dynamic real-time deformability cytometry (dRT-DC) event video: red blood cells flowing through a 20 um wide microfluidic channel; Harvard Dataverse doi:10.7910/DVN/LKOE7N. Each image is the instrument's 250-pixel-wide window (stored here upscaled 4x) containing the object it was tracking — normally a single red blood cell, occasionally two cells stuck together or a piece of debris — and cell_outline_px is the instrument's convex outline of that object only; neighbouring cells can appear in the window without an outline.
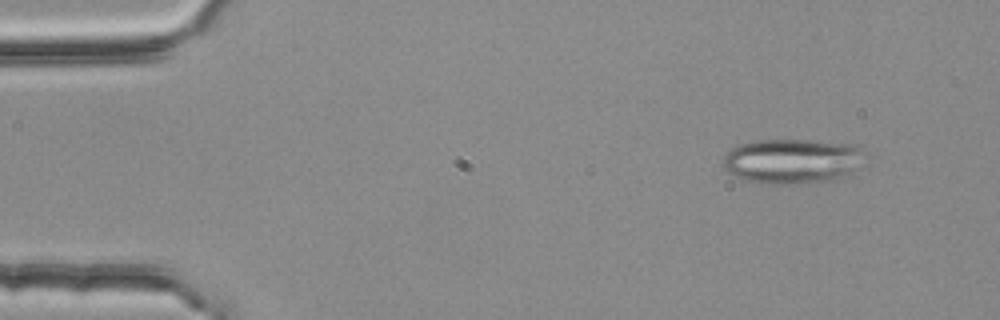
{"species": "common noctule bat (a hibernating species)", "species_latin": "Nyctalus noctula", "temperature_condition": "room temperature", "stored_images_in_passage": 3, "camera_frame_rate_fps": 3000, "um_per_image_px": 0.085, "animal": {"sex": "female", "body_mass_g": 25.1}, "frame": {"image": 1, "passage_image": 1, "time_ms": 0.0, "image_size_px": [1000, 320], "cell_outline_px": [[856, 152], [852, 168], [848, 172], [840, 176], [824, 180], [748, 180], [736, 176], [728, 172], [724, 168], [724, 156], [732, 148], [756, 140], [808, 140], [856, 144]], "centroid_in_image_um": [67.17, 13.6], "position_along_channel_um": 17.8, "area_um2": 33.81}}